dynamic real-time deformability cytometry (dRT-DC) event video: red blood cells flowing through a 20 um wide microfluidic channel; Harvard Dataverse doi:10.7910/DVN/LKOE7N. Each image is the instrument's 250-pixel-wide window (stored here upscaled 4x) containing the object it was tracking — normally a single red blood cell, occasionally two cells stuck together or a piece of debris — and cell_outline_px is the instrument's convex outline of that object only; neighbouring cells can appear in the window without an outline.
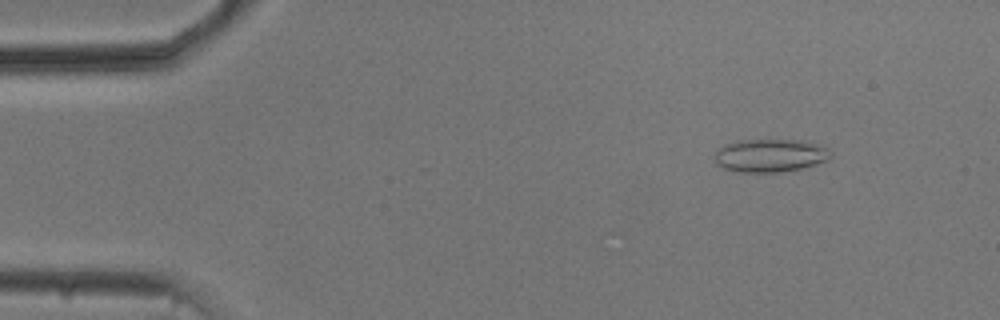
{"species": "common noctule bat (a hibernating species)", "species_latin": "Nyctalus noctula", "temperature_condition": "cold", "stored_images_in_passage": 53, "camera_frame_rate_fps": 3000, "um_per_image_px": 0.085, "animal": {"sex": "male", "body_mass_g": 20.5, "forearm_length_mm": 52.5}, "frame": {"image": 1, "passage_image": 6, "time_ms": 1.667, "image_size_px": [1000, 320], "cell_outline_px": [[832, 160], [800, 168], [780, 172], [732, 172], [716, 164], [712, 160], [716, 152], [724, 144], [740, 140], [804, 140], [828, 148], [832, 152]], "centroid_in_image_um": [65.47, 13.22], "position_along_channel_um": 19.5, "area_um2": 22.72}}
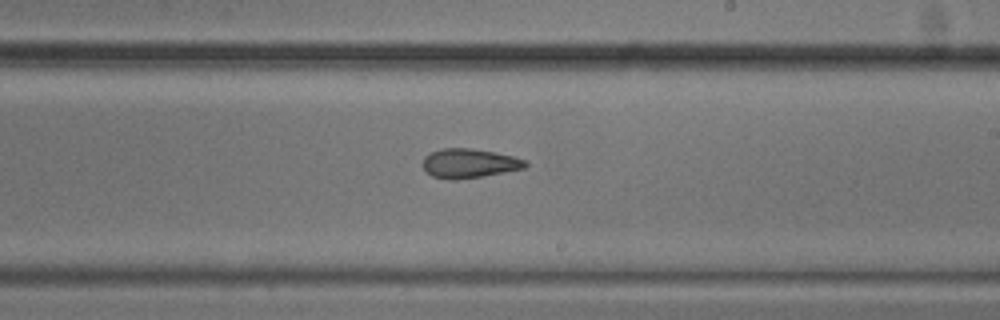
{"frame": {"image": 2, "passage_image": 31, "time_ms": 10.0, "image_size_px": [1000, 320], "cell_outline_px": [[528, 164], [524, 168], [504, 172], [456, 180], [452, 180], [432, 176], [424, 168], [424, 156], [440, 148], [472, 148], [496, 152], [516, 156], [528, 160]], "centroid_in_image_um": [39.93, 13.86], "position_along_channel_um": 249.1, "area_um2": 17.51}}
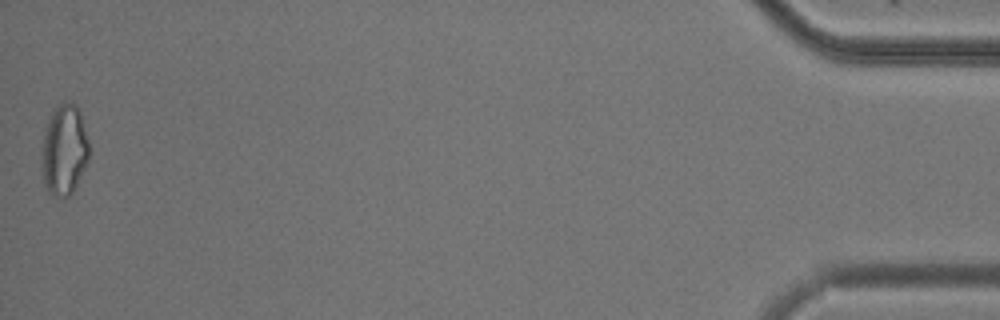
{"frame": {"image": 3, "passage_image": 53, "time_ms": 17.333, "image_size_px": [1000, 320], "cell_outline_px": [[88, 160], [72, 192], [68, 196], [52, 196], [48, 192], [44, 184], [40, 160], [44, 128], [52, 108], [56, 104], [64, 100], [76, 104], [80, 112], [88, 140]], "centroid_in_image_um": [5.41, 12.68], "position_along_channel_um": 429.8, "area_um2": 25.43}, "authors_computed_cell_mechanics": {"area_um2": 19.5942, "velocity_mm_per_s": 3.759, "shape_relaxation_time_tau1_ms": null, "shape_relaxation_time_tau2_ms": 5.1984, "deformation_change_tau1": null, "deformation_change_tau2": 0.1429}}